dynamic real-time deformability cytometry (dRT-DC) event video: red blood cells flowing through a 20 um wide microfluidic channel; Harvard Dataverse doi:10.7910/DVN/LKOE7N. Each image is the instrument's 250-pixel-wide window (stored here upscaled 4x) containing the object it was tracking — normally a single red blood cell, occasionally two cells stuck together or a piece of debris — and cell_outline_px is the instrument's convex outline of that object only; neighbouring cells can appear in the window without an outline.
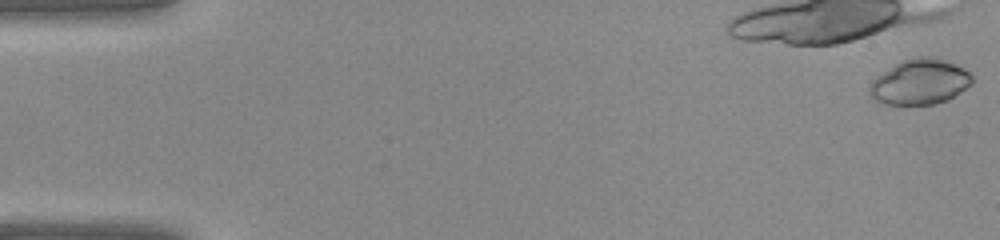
{"species": "common noctule bat (a hibernating species)", "species_latin": "Nyctalus noctula", "temperature_condition": "warm", "stored_images_in_passage": 15, "camera_frame_rate_fps": 3000, "um_per_image_px": 0.085, "animal": {"sex": "female", "body_mass_g": 22.0, "forearm_length_mm": 56.7}, "frame": {"image": 1, "passage_image": 1, "time_ms": 0.0, "image_size_px": [1000, 240], "cell_outline_px": [[972, 84], [948, 100], [936, 104], [884, 104], [876, 100], [868, 92], [868, 88], [872, 80], [876, 76], [900, 60], [920, 56], [932, 56], [956, 64], [964, 68], [972, 76]], "centroid_in_image_um": [78.18, 6.95], "position_along_channel_um": 6.8, "area_um2": 27.22}}